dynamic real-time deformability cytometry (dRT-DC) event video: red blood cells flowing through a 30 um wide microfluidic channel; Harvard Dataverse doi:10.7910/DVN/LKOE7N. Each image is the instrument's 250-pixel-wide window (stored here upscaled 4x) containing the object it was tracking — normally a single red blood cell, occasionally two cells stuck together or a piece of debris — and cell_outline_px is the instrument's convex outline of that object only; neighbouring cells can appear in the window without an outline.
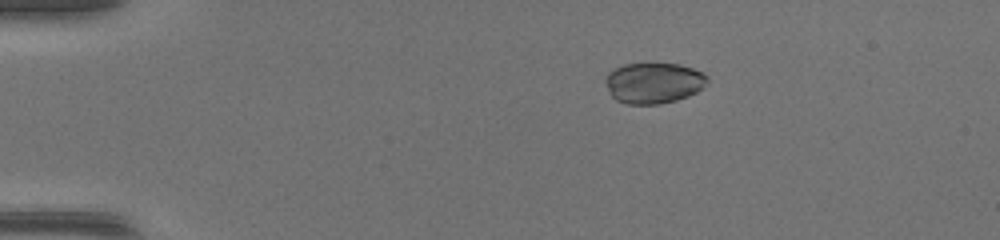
{"species": "common noctule bat (a hibernating species)", "species_latin": "Nyctalus noctula", "temperature_condition": "warm", "stored_images_in_passage": 45, "camera_frame_rate_fps": 3000, "um_per_image_px": 0.085, "animal": {"sex": "female", "body_mass_g": 17.0, "forearm_length_mm": 48.0}, "frame": {"image": 1, "passage_image": 7, "time_ms": 2.0, "image_size_px": [1000, 240], "cell_outline_px": [[708, 80], [696, 92], [688, 96], [676, 100], [656, 104], [628, 104], [616, 100], [612, 96], [604, 80], [608, 72], [624, 64], [680, 64], [704, 72], [708, 76]], "centroid_in_image_um": [55.55, 7.04], "position_along_channel_um": 29.4, "area_um2": 24.04}}
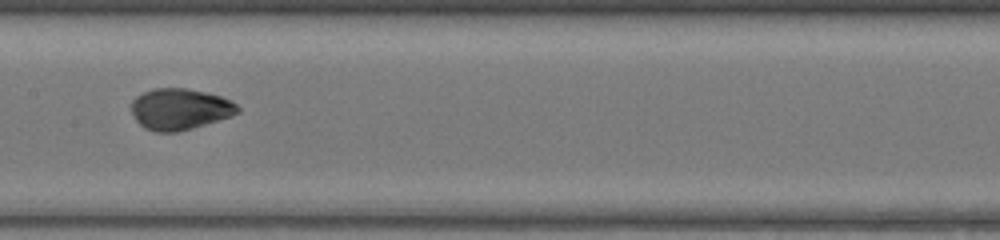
{"frame": {"image": 2, "passage_image": 23, "time_ms": 7.333, "image_size_px": [1000, 240], "cell_outline_px": [[240, 112], [232, 116], [192, 128], [176, 132], [156, 132], [144, 128], [136, 120], [132, 112], [132, 100], [136, 96], [152, 88], [188, 88], [220, 96], [236, 104], [240, 108]], "centroid_in_image_um": [15.28, 9.27], "position_along_channel_um": 192.1, "area_um2": 25.49}}
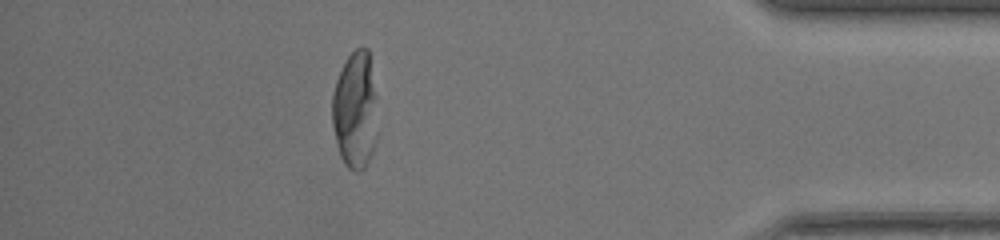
{"frame": {"image": 3, "passage_image": 40, "time_ms": 13.0, "image_size_px": [1000, 240], "cell_outline_px": [[376, 140], [372, 152], [364, 168], [356, 172], [348, 168], [344, 164], [340, 156], [336, 144], [332, 124], [332, 96], [336, 80], [348, 56], [356, 48], [368, 48], [376, 96]], "centroid_in_image_um": [30.18, 9.4], "position_along_channel_um": 405.0, "area_um2": 30.98}}